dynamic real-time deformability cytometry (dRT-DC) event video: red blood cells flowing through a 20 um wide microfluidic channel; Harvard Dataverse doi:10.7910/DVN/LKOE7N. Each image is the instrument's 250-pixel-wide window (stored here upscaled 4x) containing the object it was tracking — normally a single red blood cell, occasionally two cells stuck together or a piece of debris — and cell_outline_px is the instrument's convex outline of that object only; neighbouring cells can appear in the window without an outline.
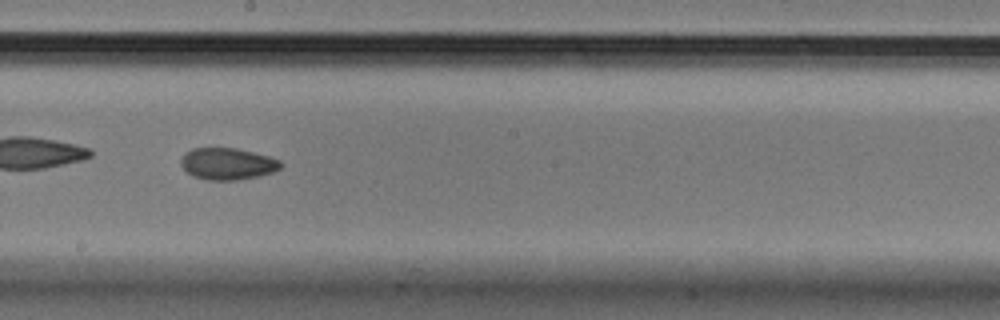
{"species": "Egyptian fruit bat (a non-hibernating species)", "species_latin": "Rousettus aegyptiacus", "temperature_condition": "cold", "stored_images_in_passage": 54, "camera_frame_rate_fps": 3000, "um_per_image_px": 0.085, "animal": {"sex": "male"}, "frame": {"image": 1, "passage_image": 31, "time_ms": 10.0, "image_size_px": [1000, 320], "cell_outline_px": [[284, 164], [280, 168], [272, 172], [256, 176], [236, 180], [208, 180], [192, 176], [180, 164], [180, 160], [184, 152], [192, 148], [236, 148], [268, 156], [280, 160]], "centroid_in_image_um": [19.31, 13.91], "position_along_channel_um": 228.9, "area_um2": 18.44}, "authors_computed_cell_mechanics": {"area_um2": 18.8139, "velocity_mm_per_s": 3.6284, "shape_relaxation_time_tau1_ms": null, "shape_relaxation_time_tau2_ms": 4.9205, "deformation_change_tau1": null, "deformation_change_tau2": 0.0803}}